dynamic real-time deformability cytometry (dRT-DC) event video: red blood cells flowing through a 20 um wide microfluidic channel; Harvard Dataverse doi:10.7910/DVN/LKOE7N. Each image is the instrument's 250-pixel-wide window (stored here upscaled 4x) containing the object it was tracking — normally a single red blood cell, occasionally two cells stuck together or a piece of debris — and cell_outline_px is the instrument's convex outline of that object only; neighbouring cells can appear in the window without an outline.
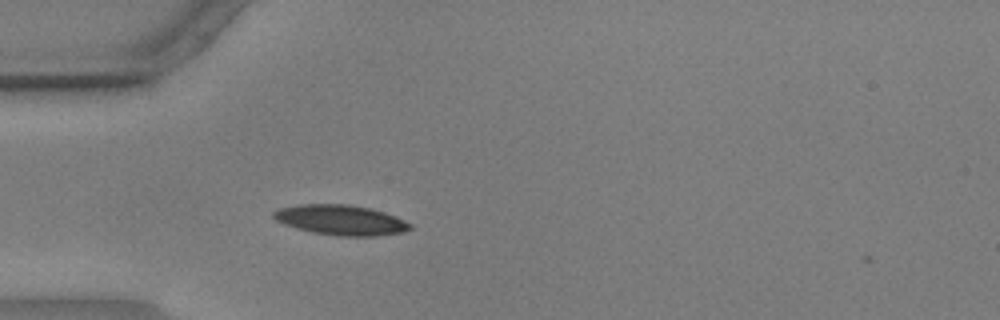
{"species": "common noctule bat (a hibernating species)", "species_latin": "Nyctalus noctula", "temperature_condition": "warm", "stored_images_in_passage": 2, "camera_frame_rate_fps": 3000, "um_per_image_px": 0.085, "animal": {"sex": "male", "body_mass_g": 17.9, "forearm_length_mm": 54.2}, "frame": {"image": 1, "passage_image": 1, "time_ms": 0.0, "image_size_px": [1000, 320], "cell_outline_px": [[412, 228], [404, 232], [380, 236], [336, 236], [312, 232], [296, 228], [284, 224], [276, 220], [272, 216], [272, 212], [280, 208], [300, 204], [348, 204], [368, 208], [384, 212], [396, 216], [412, 224]], "centroid_in_image_um": [28.98, 18.71], "position_along_channel_um": 56.0, "area_um2": 24.1}}